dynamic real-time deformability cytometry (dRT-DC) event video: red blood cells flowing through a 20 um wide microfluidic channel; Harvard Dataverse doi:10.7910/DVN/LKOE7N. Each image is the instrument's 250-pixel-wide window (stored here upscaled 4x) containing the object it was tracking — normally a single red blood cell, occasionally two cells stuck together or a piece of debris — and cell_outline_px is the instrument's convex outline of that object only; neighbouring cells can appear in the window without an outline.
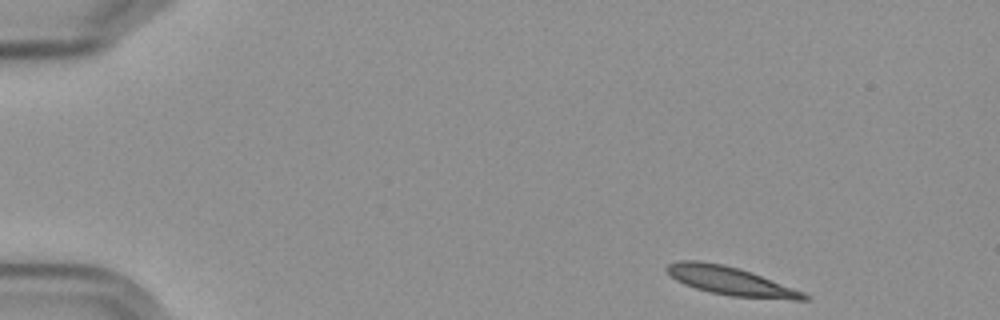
{"species": "Egyptian fruit bat (a non-hibernating species)", "species_latin": "Rousettus aegyptiacus", "temperature_condition": "cold", "stored_images_in_passage": 51, "camera_frame_rate_fps": 3000, "um_per_image_px": 0.085, "frame": {"image": 1, "passage_image": 1, "time_ms": 0.0, "image_size_px": [1000, 320], "cell_outline_px": [[812, 296], [808, 300], [792, 300], [728, 296], [696, 288], [684, 284], [676, 280], [664, 268], [668, 264], [680, 260], [700, 260], [724, 264], [740, 268], [752, 272], [804, 292]], "centroid_in_image_um": [62.13, 23.88], "position_along_channel_um": 22.9, "area_um2": 22.95}}
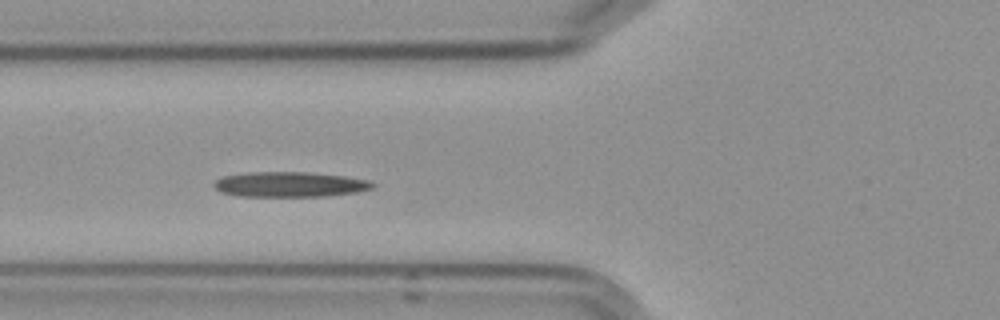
{"frame": {"image": 2, "passage_image": 16, "time_ms": 5.0, "image_size_px": [1000, 320], "cell_outline_px": [[376, 184], [372, 188], [356, 192], [324, 196], [240, 196], [220, 192], [212, 184], [216, 180], [224, 176], [252, 172], [308, 172], [344, 176], [368, 180]], "centroid_in_image_um": [24.63, 15.67], "position_along_channel_um": 101.2, "area_um2": 23.06}}
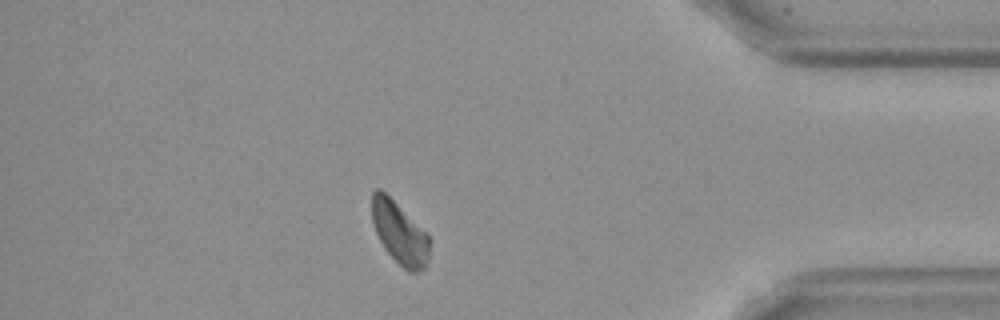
{"frame": {"image": 3, "passage_image": 44, "time_ms": 14.333, "image_size_px": [1000, 320], "cell_outline_px": [[432, 240], [428, 260], [424, 268], [420, 272], [408, 272], [384, 248], [376, 232], [372, 220], [372, 192], [376, 188], [380, 188], [428, 232]], "centroid_in_image_um": [34.01, 19.8], "position_along_channel_um": 401.2, "area_um2": 21.15}, "authors_computed_cell_mechanics": {"area_um2": 22.5998, "velocity_mm_per_s": 3.546, "shape_relaxation_time_tau1_ms": 7.7554, "shape_relaxation_time_tau2_ms": 5.7126, "deformation_change_tau1": 0.1612, "deformation_change_tau2": 0.1132}}